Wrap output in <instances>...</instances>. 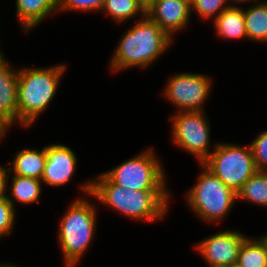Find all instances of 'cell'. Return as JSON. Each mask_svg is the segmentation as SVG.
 <instances>
[{"instance_id":"obj_1","label":"cell","mask_w":267,"mask_h":267,"mask_svg":"<svg viewBox=\"0 0 267 267\" xmlns=\"http://www.w3.org/2000/svg\"><path fill=\"white\" fill-rule=\"evenodd\" d=\"M80 184L88 196L130 219L149 223L162 220L170 208V190H133L113 183L103 172Z\"/></svg>"},{"instance_id":"obj_2","label":"cell","mask_w":267,"mask_h":267,"mask_svg":"<svg viewBox=\"0 0 267 267\" xmlns=\"http://www.w3.org/2000/svg\"><path fill=\"white\" fill-rule=\"evenodd\" d=\"M121 36L109 61V70L113 73L123 70L145 69L160 59L174 41L147 15L134 21ZM159 57V58H158Z\"/></svg>"},{"instance_id":"obj_3","label":"cell","mask_w":267,"mask_h":267,"mask_svg":"<svg viewBox=\"0 0 267 267\" xmlns=\"http://www.w3.org/2000/svg\"><path fill=\"white\" fill-rule=\"evenodd\" d=\"M65 64L50 67H24L18 74V125L29 128L46 111L56 96Z\"/></svg>"},{"instance_id":"obj_4","label":"cell","mask_w":267,"mask_h":267,"mask_svg":"<svg viewBox=\"0 0 267 267\" xmlns=\"http://www.w3.org/2000/svg\"><path fill=\"white\" fill-rule=\"evenodd\" d=\"M76 198L58 223V245L65 267H77L93 243L97 226V208L88 198Z\"/></svg>"},{"instance_id":"obj_5","label":"cell","mask_w":267,"mask_h":267,"mask_svg":"<svg viewBox=\"0 0 267 267\" xmlns=\"http://www.w3.org/2000/svg\"><path fill=\"white\" fill-rule=\"evenodd\" d=\"M197 182L187 190L185 200L191 212L203 222L223 221L237 202V193L227 187L203 164Z\"/></svg>"},{"instance_id":"obj_6","label":"cell","mask_w":267,"mask_h":267,"mask_svg":"<svg viewBox=\"0 0 267 267\" xmlns=\"http://www.w3.org/2000/svg\"><path fill=\"white\" fill-rule=\"evenodd\" d=\"M152 147L103 172L113 183L133 190H168L166 171Z\"/></svg>"},{"instance_id":"obj_7","label":"cell","mask_w":267,"mask_h":267,"mask_svg":"<svg viewBox=\"0 0 267 267\" xmlns=\"http://www.w3.org/2000/svg\"><path fill=\"white\" fill-rule=\"evenodd\" d=\"M214 150L202 163L236 193L258 169L250 144L215 143Z\"/></svg>"},{"instance_id":"obj_8","label":"cell","mask_w":267,"mask_h":267,"mask_svg":"<svg viewBox=\"0 0 267 267\" xmlns=\"http://www.w3.org/2000/svg\"><path fill=\"white\" fill-rule=\"evenodd\" d=\"M169 121L172 122L170 128L173 145L191 154L202 164L214 150L210 145V120L205 111L175 112L169 117Z\"/></svg>"},{"instance_id":"obj_9","label":"cell","mask_w":267,"mask_h":267,"mask_svg":"<svg viewBox=\"0 0 267 267\" xmlns=\"http://www.w3.org/2000/svg\"><path fill=\"white\" fill-rule=\"evenodd\" d=\"M212 79L201 73H174L163 87L162 97L177 109L175 112L204 111V104L212 94Z\"/></svg>"},{"instance_id":"obj_10","label":"cell","mask_w":267,"mask_h":267,"mask_svg":"<svg viewBox=\"0 0 267 267\" xmlns=\"http://www.w3.org/2000/svg\"><path fill=\"white\" fill-rule=\"evenodd\" d=\"M239 230H223L204 238L194 248L208 267H235L244 239Z\"/></svg>"},{"instance_id":"obj_11","label":"cell","mask_w":267,"mask_h":267,"mask_svg":"<svg viewBox=\"0 0 267 267\" xmlns=\"http://www.w3.org/2000/svg\"><path fill=\"white\" fill-rule=\"evenodd\" d=\"M75 152L64 144L46 145V162L41 181L52 187L69 183L77 169Z\"/></svg>"},{"instance_id":"obj_12","label":"cell","mask_w":267,"mask_h":267,"mask_svg":"<svg viewBox=\"0 0 267 267\" xmlns=\"http://www.w3.org/2000/svg\"><path fill=\"white\" fill-rule=\"evenodd\" d=\"M146 15L173 39L191 22V0H156Z\"/></svg>"},{"instance_id":"obj_13","label":"cell","mask_w":267,"mask_h":267,"mask_svg":"<svg viewBox=\"0 0 267 267\" xmlns=\"http://www.w3.org/2000/svg\"><path fill=\"white\" fill-rule=\"evenodd\" d=\"M5 55L0 56V121L9 129L18 124V74ZM17 122V123H16Z\"/></svg>"},{"instance_id":"obj_14","label":"cell","mask_w":267,"mask_h":267,"mask_svg":"<svg viewBox=\"0 0 267 267\" xmlns=\"http://www.w3.org/2000/svg\"><path fill=\"white\" fill-rule=\"evenodd\" d=\"M60 0H16V16L24 32L34 30L46 17L59 14Z\"/></svg>"},{"instance_id":"obj_15","label":"cell","mask_w":267,"mask_h":267,"mask_svg":"<svg viewBox=\"0 0 267 267\" xmlns=\"http://www.w3.org/2000/svg\"><path fill=\"white\" fill-rule=\"evenodd\" d=\"M13 156L14 159L11 161L10 167L8 166L10 174L42 179L46 162V146L42 150L21 148Z\"/></svg>"},{"instance_id":"obj_16","label":"cell","mask_w":267,"mask_h":267,"mask_svg":"<svg viewBox=\"0 0 267 267\" xmlns=\"http://www.w3.org/2000/svg\"><path fill=\"white\" fill-rule=\"evenodd\" d=\"M11 179L10 185H7L6 198L16 209L17 202L23 205H30L39 202L42 194L43 182L40 179L22 177L16 174L8 175V180ZM16 201V204H15Z\"/></svg>"},{"instance_id":"obj_17","label":"cell","mask_w":267,"mask_h":267,"mask_svg":"<svg viewBox=\"0 0 267 267\" xmlns=\"http://www.w3.org/2000/svg\"><path fill=\"white\" fill-rule=\"evenodd\" d=\"M212 22L215 33L221 40L247 39L243 8L228 7Z\"/></svg>"},{"instance_id":"obj_18","label":"cell","mask_w":267,"mask_h":267,"mask_svg":"<svg viewBox=\"0 0 267 267\" xmlns=\"http://www.w3.org/2000/svg\"><path fill=\"white\" fill-rule=\"evenodd\" d=\"M247 40L267 44V0L243 9Z\"/></svg>"},{"instance_id":"obj_19","label":"cell","mask_w":267,"mask_h":267,"mask_svg":"<svg viewBox=\"0 0 267 267\" xmlns=\"http://www.w3.org/2000/svg\"><path fill=\"white\" fill-rule=\"evenodd\" d=\"M248 201L267 209V171H257L237 192V201Z\"/></svg>"},{"instance_id":"obj_20","label":"cell","mask_w":267,"mask_h":267,"mask_svg":"<svg viewBox=\"0 0 267 267\" xmlns=\"http://www.w3.org/2000/svg\"><path fill=\"white\" fill-rule=\"evenodd\" d=\"M102 11L118 25L136 18V15L137 20L146 16V11L137 0H106Z\"/></svg>"},{"instance_id":"obj_21","label":"cell","mask_w":267,"mask_h":267,"mask_svg":"<svg viewBox=\"0 0 267 267\" xmlns=\"http://www.w3.org/2000/svg\"><path fill=\"white\" fill-rule=\"evenodd\" d=\"M236 267H267V253L256 237L244 239Z\"/></svg>"},{"instance_id":"obj_22","label":"cell","mask_w":267,"mask_h":267,"mask_svg":"<svg viewBox=\"0 0 267 267\" xmlns=\"http://www.w3.org/2000/svg\"><path fill=\"white\" fill-rule=\"evenodd\" d=\"M229 6L226 0H191L192 14L195 12L202 20H214ZM213 18V19H211Z\"/></svg>"},{"instance_id":"obj_23","label":"cell","mask_w":267,"mask_h":267,"mask_svg":"<svg viewBox=\"0 0 267 267\" xmlns=\"http://www.w3.org/2000/svg\"><path fill=\"white\" fill-rule=\"evenodd\" d=\"M105 2L106 0H60L58 12H102Z\"/></svg>"},{"instance_id":"obj_24","label":"cell","mask_w":267,"mask_h":267,"mask_svg":"<svg viewBox=\"0 0 267 267\" xmlns=\"http://www.w3.org/2000/svg\"><path fill=\"white\" fill-rule=\"evenodd\" d=\"M16 209L6 197L0 198V237L11 235L16 222ZM5 236V237H4Z\"/></svg>"},{"instance_id":"obj_25","label":"cell","mask_w":267,"mask_h":267,"mask_svg":"<svg viewBox=\"0 0 267 267\" xmlns=\"http://www.w3.org/2000/svg\"><path fill=\"white\" fill-rule=\"evenodd\" d=\"M249 144L258 171H267V129L259 133Z\"/></svg>"},{"instance_id":"obj_26","label":"cell","mask_w":267,"mask_h":267,"mask_svg":"<svg viewBox=\"0 0 267 267\" xmlns=\"http://www.w3.org/2000/svg\"><path fill=\"white\" fill-rule=\"evenodd\" d=\"M9 170L0 164V198L6 197Z\"/></svg>"},{"instance_id":"obj_27","label":"cell","mask_w":267,"mask_h":267,"mask_svg":"<svg viewBox=\"0 0 267 267\" xmlns=\"http://www.w3.org/2000/svg\"><path fill=\"white\" fill-rule=\"evenodd\" d=\"M259 1H261V0H226L229 7H238V8L239 7L241 8V4H244V5H245V3L246 4H248V3L253 4V3H257ZM239 4H240V6H239Z\"/></svg>"},{"instance_id":"obj_28","label":"cell","mask_w":267,"mask_h":267,"mask_svg":"<svg viewBox=\"0 0 267 267\" xmlns=\"http://www.w3.org/2000/svg\"><path fill=\"white\" fill-rule=\"evenodd\" d=\"M139 4L147 11L155 2L156 0H137Z\"/></svg>"},{"instance_id":"obj_29","label":"cell","mask_w":267,"mask_h":267,"mask_svg":"<svg viewBox=\"0 0 267 267\" xmlns=\"http://www.w3.org/2000/svg\"><path fill=\"white\" fill-rule=\"evenodd\" d=\"M10 129H8L1 121H0V141L2 139H5V136L7 135L8 131Z\"/></svg>"},{"instance_id":"obj_30","label":"cell","mask_w":267,"mask_h":267,"mask_svg":"<svg viewBox=\"0 0 267 267\" xmlns=\"http://www.w3.org/2000/svg\"><path fill=\"white\" fill-rule=\"evenodd\" d=\"M257 239L260 241L267 253V232H265L264 235L262 234V236L258 237Z\"/></svg>"},{"instance_id":"obj_31","label":"cell","mask_w":267,"mask_h":267,"mask_svg":"<svg viewBox=\"0 0 267 267\" xmlns=\"http://www.w3.org/2000/svg\"><path fill=\"white\" fill-rule=\"evenodd\" d=\"M0 267H21L20 265H16V264H13V263H0Z\"/></svg>"}]
</instances>
